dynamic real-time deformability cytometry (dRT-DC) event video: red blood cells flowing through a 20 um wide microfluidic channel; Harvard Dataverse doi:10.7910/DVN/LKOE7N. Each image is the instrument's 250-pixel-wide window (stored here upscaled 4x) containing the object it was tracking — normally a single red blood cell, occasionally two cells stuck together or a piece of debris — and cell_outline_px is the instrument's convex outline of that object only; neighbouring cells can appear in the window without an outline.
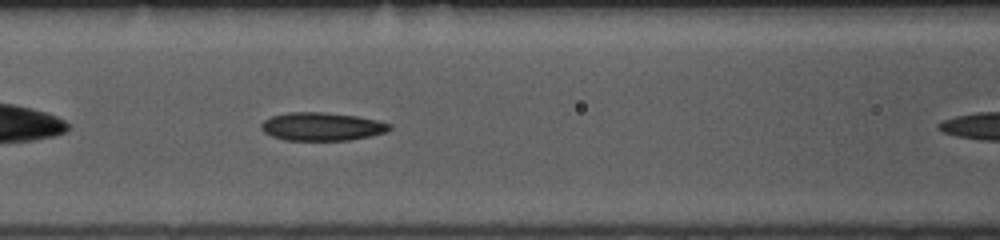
{"species": "common noctule bat (a hibernating species)", "species_latin": "Nyctalus noctula", "temperature_condition": "room temperature", "stored_images_in_passage": 9, "camera_frame_rate_fps": 3000, "um_per_image_px": 0.085, "animal": {"sex": "female", "body_mass_g": 10.0, "forearm_length_mm": 53.1}, "frame": {"image": 1, "passage_image": 8, "time_ms": 2.333, "image_size_px": [1000, 240], "cell_outline_px": [[392, 128], [388, 132], [348, 140], [284, 140], [272, 136], [264, 132], [260, 128], [260, 124], [264, 120], [272, 116], [288, 112], [324, 112], [356, 116], [376, 120], [392, 124]], "centroid_in_image_um": [27.35, 10.75], "position_along_channel_um": 139.3, "area_um2": 21.1}}